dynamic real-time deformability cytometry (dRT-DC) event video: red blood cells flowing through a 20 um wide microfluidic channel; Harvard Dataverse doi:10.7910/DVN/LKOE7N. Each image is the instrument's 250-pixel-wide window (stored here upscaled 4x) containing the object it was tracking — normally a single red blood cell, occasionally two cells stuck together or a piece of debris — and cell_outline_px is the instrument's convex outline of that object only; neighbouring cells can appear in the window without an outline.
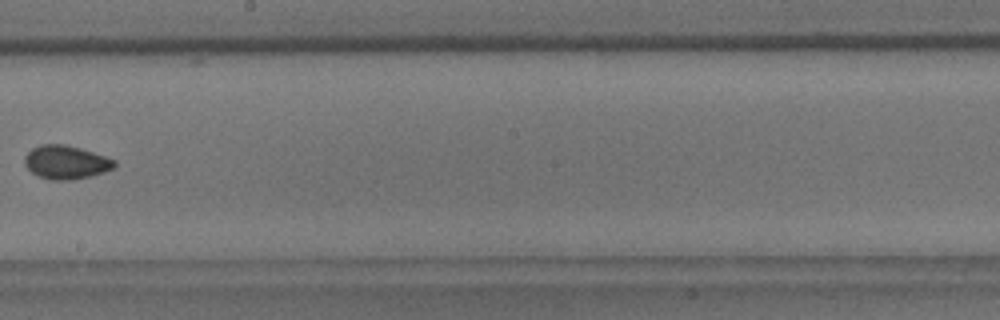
{"species": "common noctule bat (a hibernating species)", "species_latin": "Nyctalus noctula", "temperature_condition": "room temperature", "stored_images_in_passage": 10, "camera_frame_rate_fps": 3000, "um_per_image_px": 0.085, "animal": {"sex": "male", "body_mass_g": 18.8}, "frame": {"image": 1, "passage_image": 9, "time_ms": 2.667, "image_size_px": [1000, 320], "cell_outline_px": [[116, 168], [92, 176], [72, 180], [52, 180], [40, 176], [32, 172], [24, 164], [24, 156], [32, 148], [40, 144], [64, 144], [80, 148], [116, 160]], "centroid_in_image_um": [5.62, 13.79], "position_along_channel_um": 242.6, "area_um2": 17.63}}